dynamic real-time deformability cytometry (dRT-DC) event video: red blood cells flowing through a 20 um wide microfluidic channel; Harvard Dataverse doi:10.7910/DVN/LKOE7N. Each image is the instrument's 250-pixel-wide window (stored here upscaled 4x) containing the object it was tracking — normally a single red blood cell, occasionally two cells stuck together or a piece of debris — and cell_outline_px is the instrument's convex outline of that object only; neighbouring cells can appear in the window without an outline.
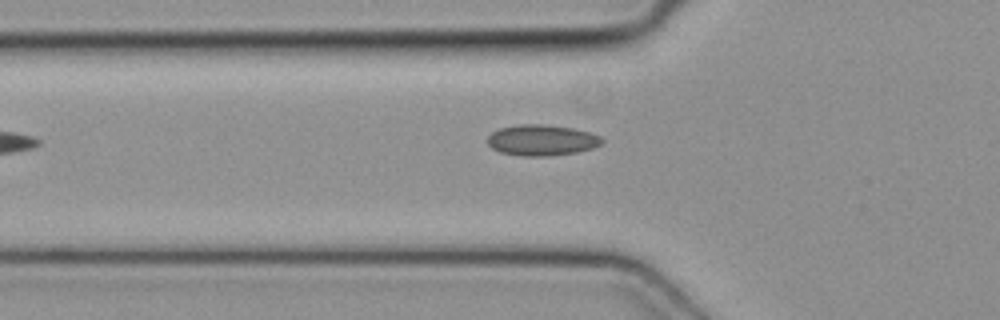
{"species": "common noctule bat (a hibernating species)", "species_latin": "Nyctalus noctula", "temperature_condition": "cold", "stored_images_in_passage": 2, "camera_frame_rate_fps": 3000, "um_per_image_px": 0.085, "animal": {"sex": "female", "body_mass_g": 19.3, "forearm_length_mm": 54.1}, "frame": {"image": 1, "passage_image": 2, "time_ms": 0.333, "image_size_px": [1000, 320], "cell_outline_px": [[604, 140], [600, 144], [592, 148], [576, 152], [548, 156], [520, 156], [500, 152], [492, 148], [488, 144], [488, 136], [492, 132], [500, 128], [520, 124], [540, 124], [572, 128], [592, 132], [600, 136]], "centroid_in_image_um": [46.05, 11.91], "position_along_channel_um": 79.8, "area_um2": 20.58}}